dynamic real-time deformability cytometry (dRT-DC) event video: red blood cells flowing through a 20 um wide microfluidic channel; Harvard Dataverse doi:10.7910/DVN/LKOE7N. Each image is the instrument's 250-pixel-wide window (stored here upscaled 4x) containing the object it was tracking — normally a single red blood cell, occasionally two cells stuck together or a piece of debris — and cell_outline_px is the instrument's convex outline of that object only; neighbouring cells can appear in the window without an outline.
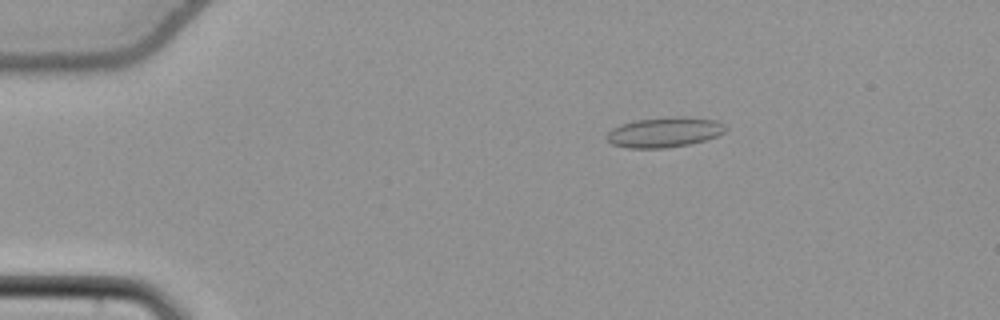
{"species": "common noctule bat (a hibernating species)", "species_latin": "Nyctalus noctula", "temperature_condition": "cold", "stored_images_in_passage": 55, "camera_frame_rate_fps": 3000, "um_per_image_px": 0.085, "animal": {"sex": "female", "body_mass_g": 22.7, "forearm_length_mm": 54.2}, "frame": {"image": 1, "passage_image": 11, "time_ms": 3.333, "image_size_px": [1000, 320], "cell_outline_px": [[728, 128], [724, 132], [716, 136], [704, 140], [688, 144], [664, 148], [628, 148], [612, 144], [608, 140], [608, 132], [612, 128], [620, 124], [636, 120], [676, 116], [684, 116], [716, 120], [724, 124]], "centroid_in_image_um": [56.49, 11.23], "position_along_channel_um": 28.5, "area_um2": 20.75}}
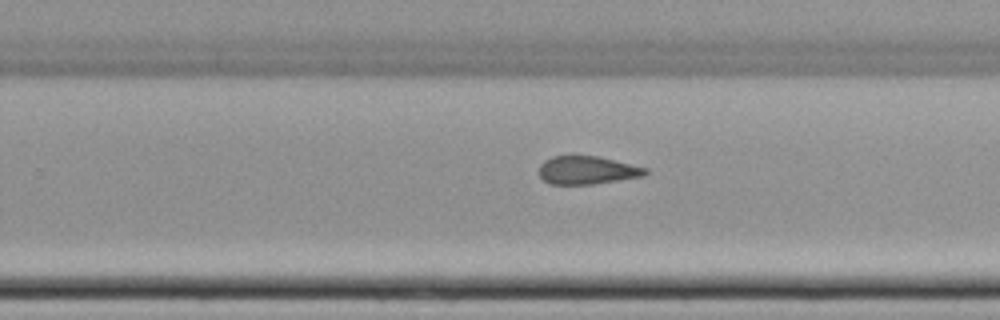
{"frame": {"image": 2, "passage_image": 36, "time_ms": 11.667, "image_size_px": [1000, 320], "cell_outline_px": [[648, 172], [644, 176], [592, 184], [548, 184], [540, 176], [540, 164], [544, 160], [552, 156], [600, 156], [648, 168]], "centroid_in_image_um": [49.92, 14.46], "position_along_channel_um": 279.9, "area_um2": 17.46}}
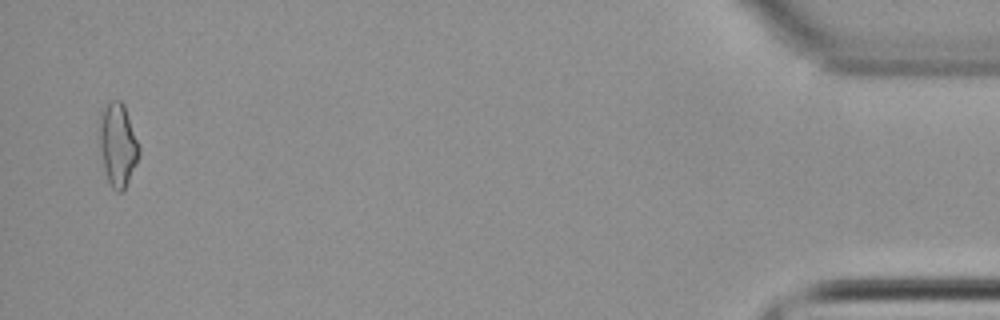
{"frame": {"image": 3, "passage_image": 54, "time_ms": 17.667, "image_size_px": [1000, 320], "cell_outline_px": [[140, 152], [136, 164], [124, 192], [116, 192], [112, 188], [108, 180], [104, 168], [96, 132], [100, 112], [104, 104], [112, 100], [120, 100], [124, 104], [140, 148]], "centroid_in_image_um": [9.97, 12.27], "position_along_channel_um": 425.2, "area_um2": 19.77}, "authors_computed_cell_mechanics": {"area_um2": 18.4382, "velocity_mm_per_s": 3.8374, "shape_relaxation_time_tau1_ms": null, "shape_relaxation_time_tau2_ms": 2.6016, "deformation_change_tau1": null, "deformation_change_tau2": 0.1106}}